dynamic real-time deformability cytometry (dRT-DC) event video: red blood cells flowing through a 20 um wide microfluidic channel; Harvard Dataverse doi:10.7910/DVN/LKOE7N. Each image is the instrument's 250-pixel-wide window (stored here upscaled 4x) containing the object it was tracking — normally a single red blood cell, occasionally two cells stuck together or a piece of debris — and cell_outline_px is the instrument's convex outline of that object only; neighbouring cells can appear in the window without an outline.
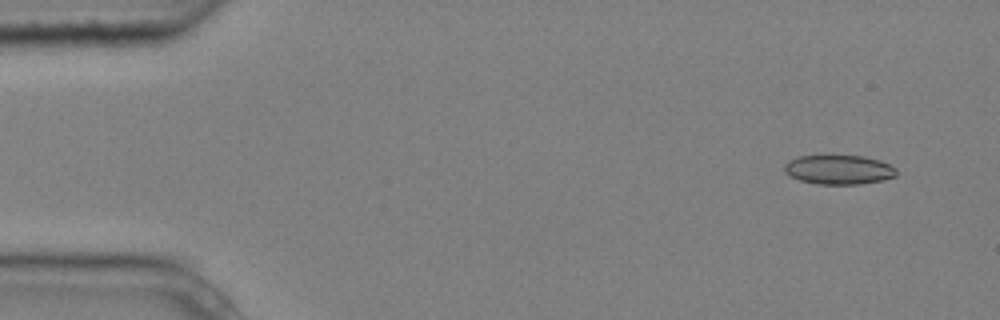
{"species": "common noctule bat (a hibernating species)", "species_latin": "Nyctalus noctula", "temperature_condition": "cold", "stored_images_in_passage": 4, "camera_frame_rate_fps": 3000, "um_per_image_px": 0.085, "animal": {"sex": "male", "body_mass_g": 20.4}, "frame": {"image": 1, "passage_image": 1, "time_ms": 0.0, "image_size_px": [1000, 320], "cell_outline_px": [[896, 176], [884, 180], [860, 184], [816, 184], [800, 180], [784, 172], [784, 164], [788, 160], [796, 156], [832, 152], [864, 156], [880, 160], [896, 168]], "centroid_in_image_um": [71.26, 14.36], "position_along_channel_um": 13.7, "area_um2": 20.17}}
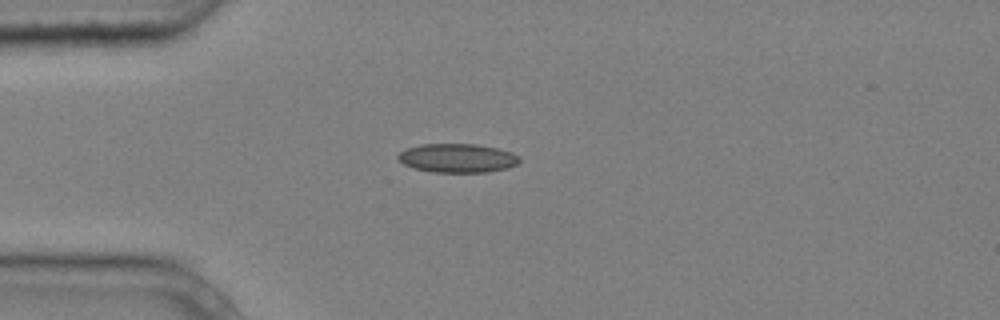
{"frame": {"image": 2, "passage_image": 4, "time_ms": 1.0, "image_size_px": [1000, 320], "cell_outline_px": [[520, 160], [516, 164], [508, 168], [488, 172], [432, 172], [412, 168], [404, 164], [396, 156], [400, 152], [408, 148], [420, 144], [476, 144], [496, 148], [512, 152], [520, 156]], "centroid_in_image_um": [38.89, 13.44], "position_along_channel_um": 46.1, "area_um2": 20.46}}